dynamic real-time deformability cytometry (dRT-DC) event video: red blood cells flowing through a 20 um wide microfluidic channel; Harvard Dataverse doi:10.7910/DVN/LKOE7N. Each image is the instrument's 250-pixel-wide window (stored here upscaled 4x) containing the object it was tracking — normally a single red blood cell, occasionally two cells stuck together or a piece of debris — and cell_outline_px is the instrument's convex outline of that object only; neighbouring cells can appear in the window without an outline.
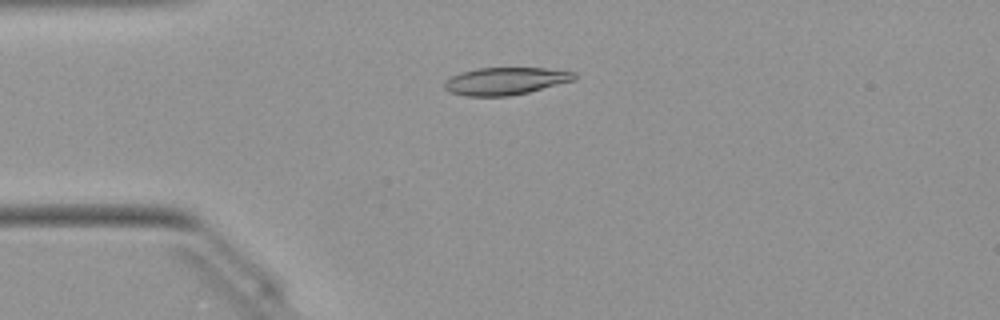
{"species": "Egyptian fruit bat (a non-hibernating species)", "species_latin": "Rousettus aegyptiacus", "temperature_condition": "warm", "stored_images_in_passage": 45, "camera_frame_rate_fps": 3000, "um_per_image_px": 0.085, "animal": {"sex": "female"}, "frame": {"image": 1, "passage_image": 7, "time_ms": 2.0, "image_size_px": [1000, 320], "cell_outline_px": [[576, 80], [528, 92], [508, 96], [464, 96], [448, 92], [444, 88], [444, 80], [460, 72], [476, 68], [544, 68], [576, 72]], "centroid_in_image_um": [42.94, 6.89], "position_along_channel_um": 42.1, "area_um2": 20.92}}
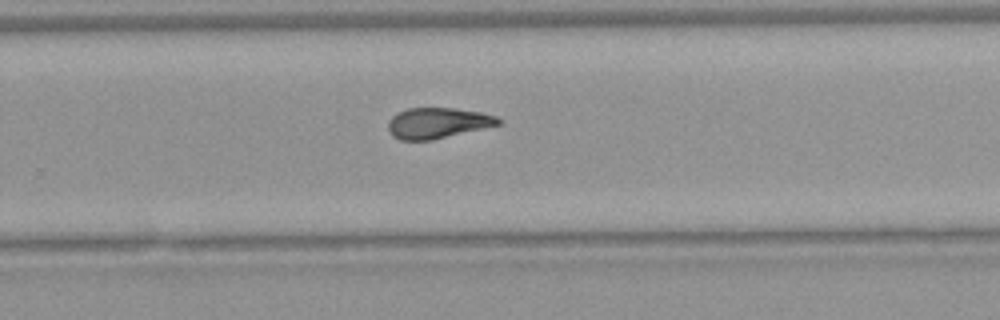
{"frame": {"image": 2, "passage_image": 27, "time_ms": 8.667, "image_size_px": [1000, 320], "cell_outline_px": [[504, 120], [500, 124], [432, 140], [400, 140], [392, 136], [388, 132], [388, 120], [396, 112], [408, 108], [452, 108], [480, 112], [496, 116]], "centroid_in_image_um": [37.16, 10.45], "position_along_channel_um": 292.6, "area_um2": 19.77}}
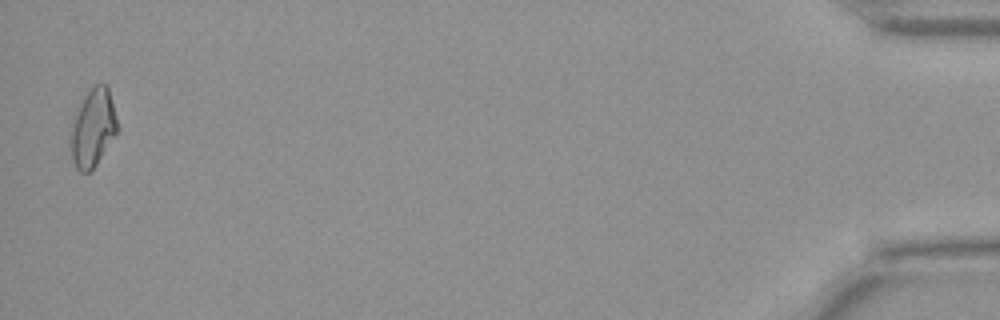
{"frame": {"image": 3, "passage_image": 44, "time_ms": 14.333, "image_size_px": [1000, 320], "cell_outline_px": [[120, 128], [96, 164], [88, 172], [80, 172], [76, 168], [72, 160], [72, 116], [80, 100], [96, 84], [108, 84]], "centroid_in_image_um": [7.92, 10.82], "position_along_channel_um": 427.3, "area_um2": 21.27}, "authors_computed_cell_mechanics": {"area_um2": 20.2878, "velocity_mm_per_s": 4.082, "shape_relaxation_time_tau1_ms": 9.7198, "shape_relaxation_time_tau2_ms": 2.8945, "deformation_change_tau1": 0.26, "deformation_change_tau2": 0.107}}